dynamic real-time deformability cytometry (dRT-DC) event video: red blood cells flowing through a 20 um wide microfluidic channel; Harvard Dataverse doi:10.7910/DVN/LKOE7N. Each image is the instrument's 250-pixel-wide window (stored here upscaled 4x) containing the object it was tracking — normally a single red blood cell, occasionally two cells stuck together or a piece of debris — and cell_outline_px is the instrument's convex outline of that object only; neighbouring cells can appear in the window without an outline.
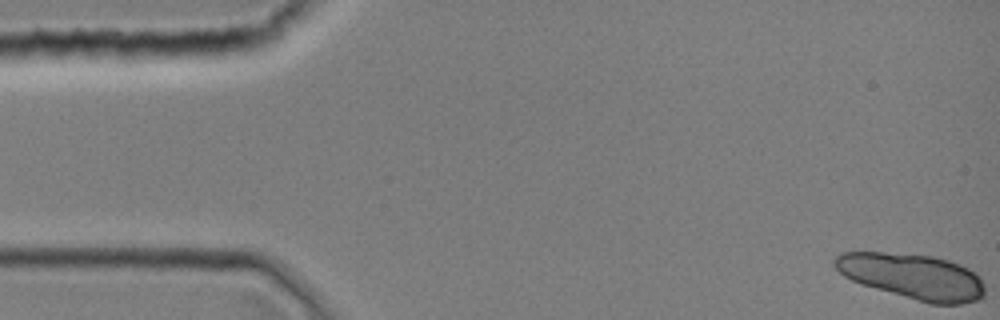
{"species": "common noctule bat (a hibernating species)", "species_latin": "Nyctalus noctula", "temperature_condition": "room temperature", "stored_images_in_passage": 20, "camera_frame_rate_fps": 3000, "um_per_image_px": 0.085, "animal": {"sex": "female", "body_mass_g": 19.0, "forearm_length_mm": 51.5}, "frame": {"image": 1, "passage_image": 1, "time_ms": 0.0, "image_size_px": [1000, 320], "cell_outline_px": [[984, 296], [976, 300], [964, 304], [932, 304], [916, 300], [860, 284], [844, 276], [832, 264], [832, 260], [840, 252], [884, 252], [932, 256], [948, 260], [960, 264], [968, 268], [980, 276], [984, 288]], "centroid_in_image_um": [77.55, 23.49], "position_along_channel_um": 7.4, "area_um2": 39.88}}
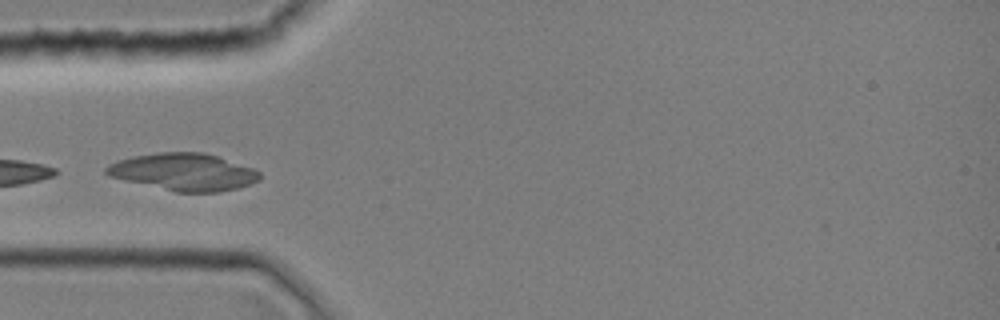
{"frame": {"image": 2, "passage_image": 13, "time_ms": 4.0, "image_size_px": [1000, 320], "cell_outline_px": [[260, 180], [236, 188], [220, 192], [176, 192], [124, 180], [108, 176], [104, 172], [104, 168], [108, 164], [116, 160], [132, 156], [156, 152], [204, 152], [220, 156], [252, 168], [260, 172]], "centroid_in_image_um": [15.58, 14.6], "position_along_channel_um": 69.4, "area_um2": 33.47}}